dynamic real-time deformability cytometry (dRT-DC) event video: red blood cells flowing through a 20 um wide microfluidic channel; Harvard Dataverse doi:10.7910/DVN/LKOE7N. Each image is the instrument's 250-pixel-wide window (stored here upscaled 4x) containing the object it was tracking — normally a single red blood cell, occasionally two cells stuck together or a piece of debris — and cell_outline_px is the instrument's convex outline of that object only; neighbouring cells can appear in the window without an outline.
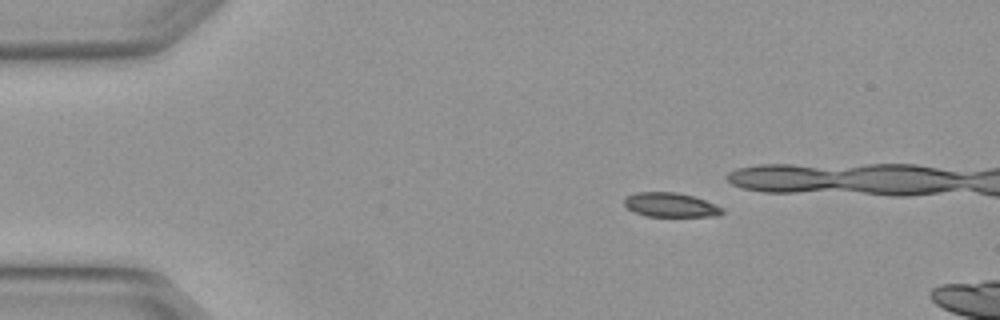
{"species": "Egyptian fruit bat (a non-hibernating species)", "species_latin": "Rousettus aegyptiacus", "temperature_condition": "warm", "stored_images_in_passage": 5, "camera_frame_rate_fps": 3000, "um_per_image_px": 0.085, "animal": {"sex": "female"}, "frame": {"image": 1, "passage_image": 3, "time_ms": 0.667, "image_size_px": [1000, 320], "cell_outline_px": [[724, 212], [716, 216], [644, 216], [628, 208], [624, 204], [624, 196], [636, 192], [676, 192], [692, 196], [704, 200], [724, 208]], "centroid_in_image_um": [56.97, 17.41], "position_along_channel_um": 28.0, "area_um2": 13.81}}